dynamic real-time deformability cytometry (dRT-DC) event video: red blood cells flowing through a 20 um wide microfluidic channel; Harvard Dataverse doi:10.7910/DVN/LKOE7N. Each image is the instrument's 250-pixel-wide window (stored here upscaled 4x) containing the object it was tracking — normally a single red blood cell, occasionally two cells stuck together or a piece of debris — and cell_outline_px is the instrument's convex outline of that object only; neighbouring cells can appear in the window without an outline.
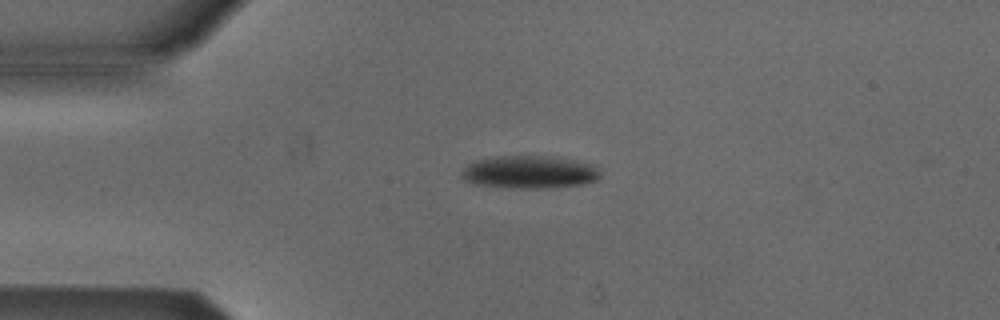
{"species": "Egyptian fruit bat (a non-hibernating species)", "species_latin": "Rousettus aegyptiacus", "temperature_condition": "cold", "stored_images_in_passage": 5, "camera_frame_rate_fps": 3000, "um_per_image_px": 0.085, "animal": {"sex": "male"}, "frame": {"image": 1, "passage_image": 1, "time_ms": 0.0, "image_size_px": [1000, 320], "cell_outline_px": [[600, 176], [596, 180], [580, 184], [536, 188], [508, 188], [472, 184], [464, 180], [460, 176], [460, 172], [468, 164], [476, 160], [496, 156], [560, 156], [596, 164], [600, 168]], "centroid_in_image_um": [45.01, 14.61], "position_along_channel_um": 40.0, "area_um2": 26.93}}
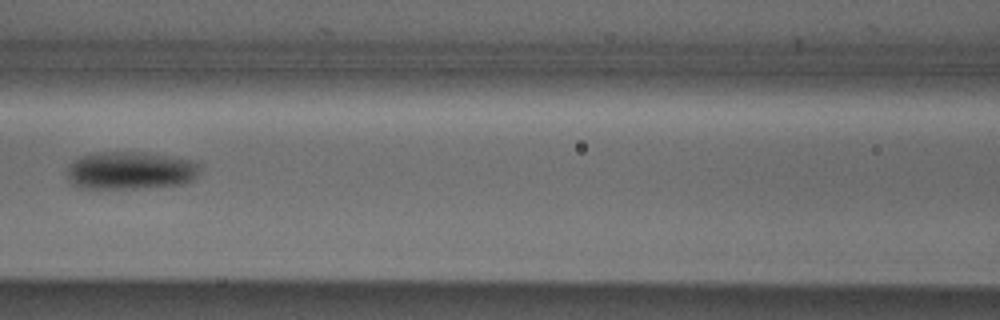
{"frame": {"image": 2, "passage_image": 4, "time_ms": 3.667, "image_size_px": [1000, 320], "cell_outline_px": [[200, 172], [188, 184], [144, 188], [76, 188], [68, 180], [68, 164], [72, 160], [80, 156], [96, 152], [144, 152], [192, 160], [200, 164]], "centroid_in_image_um": [11.08, 14.5], "position_along_channel_um": 155.5, "area_um2": 29.77}}
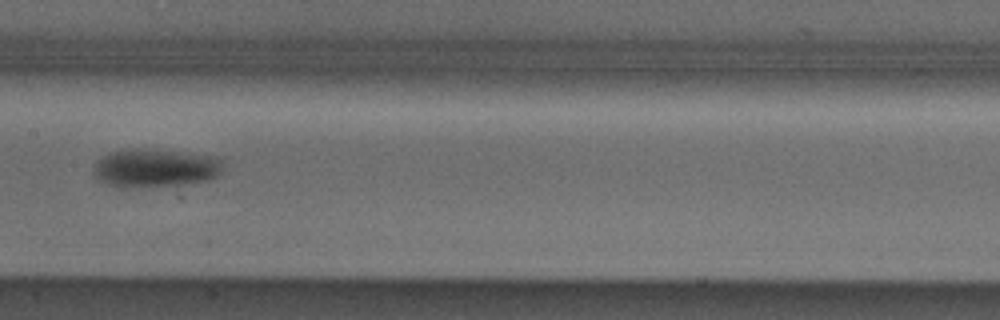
{"frame": {"image": 3, "passage_image": 5, "time_ms": 4.667, "image_size_px": [1000, 320], "cell_outline_px": [[224, 160], [220, 172], [216, 176], [208, 180], [180, 184], [140, 188], [116, 188], [100, 180], [96, 176], [96, 164], [104, 156], [112, 152], [132, 148], [152, 148], [216, 156]], "centroid_in_image_um": [13.24, 14.28], "position_along_channel_um": 194.2, "area_um2": 29.07}}